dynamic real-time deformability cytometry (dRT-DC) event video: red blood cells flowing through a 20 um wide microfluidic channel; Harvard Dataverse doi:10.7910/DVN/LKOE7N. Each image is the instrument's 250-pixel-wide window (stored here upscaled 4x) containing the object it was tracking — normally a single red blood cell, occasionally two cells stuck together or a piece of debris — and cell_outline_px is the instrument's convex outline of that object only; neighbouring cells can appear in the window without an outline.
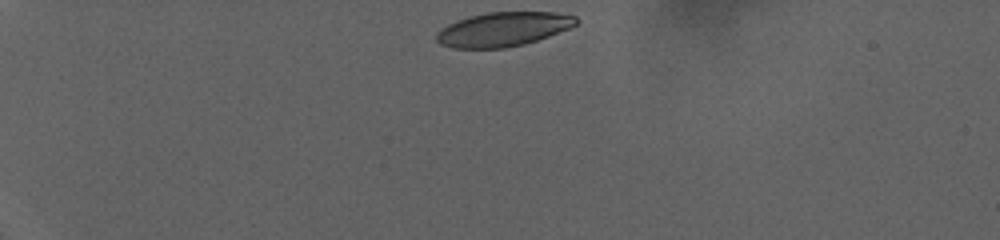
{"species": "human", "species_latin": "Homo sapiens", "temperature_condition": "warm", "stored_images_in_passage": 48, "camera_frame_rate_fps": 3000, "um_per_image_px": 0.085, "donor": {"sex": "female"}, "frame": {"image": 1, "passage_image": 1, "time_ms": 0.0, "image_size_px": [1000, 240], "cell_outline_px": [[580, 20], [576, 24], [568, 28], [548, 36], [524, 44], [504, 48], [452, 48], [440, 44], [436, 40], [436, 32], [440, 28], [456, 20], [468, 16], [484, 12], [552, 12], [576, 16]], "centroid_in_image_um": [42.72, 2.48], "position_along_channel_um": 42.3, "area_um2": 27.92}}
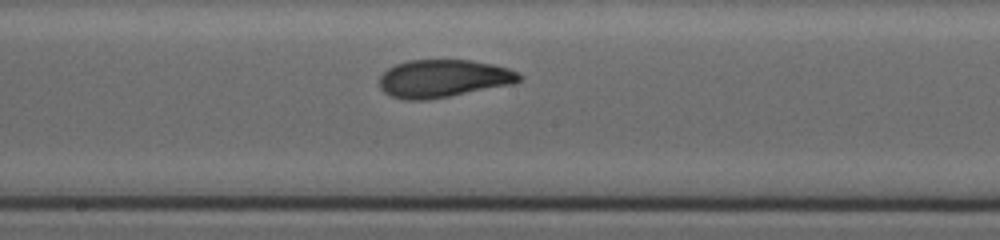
{"frame": {"image": 2, "passage_image": 27, "time_ms": 8.667, "image_size_px": [1000, 240], "cell_outline_px": [[520, 80], [512, 84], [428, 100], [408, 100], [392, 96], [384, 92], [380, 88], [380, 76], [388, 68], [396, 64], [408, 60], [468, 60], [492, 64], [508, 68], [520, 72]], "centroid_in_image_um": [37.67, 6.67], "position_along_channel_um": 210.5, "area_um2": 30.58}}
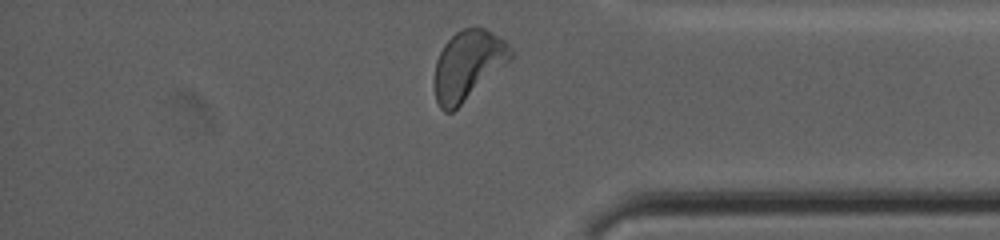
{"frame": {"image": 3, "passage_image": 47, "time_ms": 15.333, "image_size_px": [1000, 240], "cell_outline_px": [[512, 56], [504, 64], [452, 112], [444, 112], [440, 108], [436, 100], [432, 84], [432, 80], [436, 60], [444, 44], [456, 32], [464, 28], [484, 28], [492, 32], [504, 40], [512, 48]], "centroid_in_image_um": [39.7, 5.54], "position_along_channel_um": 395.5, "area_um2": 30.35}, "authors_computed_cell_mechanics": {"area_um2": 30.2872, "velocity_mm_per_s": 2.8695, "shape_relaxation_time_tau1_ms": 5.6067, "shape_relaxation_time_tau2_ms": 2.0427, "deformation_change_tau1": 0.1874, "deformation_change_tau2": 0.0737}}